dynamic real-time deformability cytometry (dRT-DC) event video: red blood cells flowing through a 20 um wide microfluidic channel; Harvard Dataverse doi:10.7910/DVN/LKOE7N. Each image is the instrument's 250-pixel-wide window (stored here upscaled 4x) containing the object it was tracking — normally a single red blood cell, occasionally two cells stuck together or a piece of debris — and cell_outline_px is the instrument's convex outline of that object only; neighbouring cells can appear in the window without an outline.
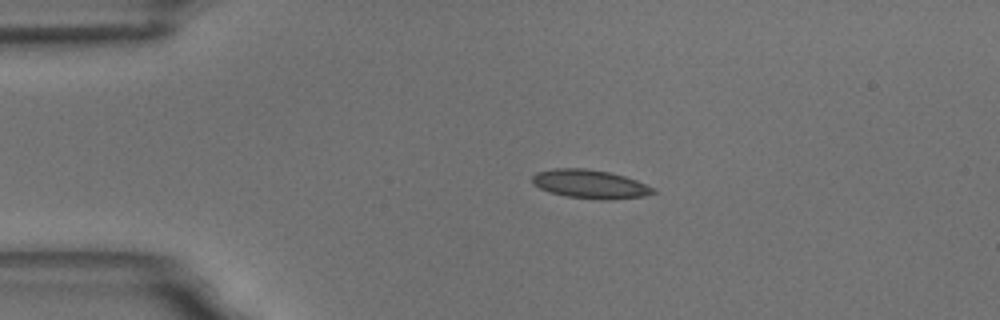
{"species": "common noctule bat (a hibernating species)", "species_latin": "Nyctalus noctula", "temperature_condition": "room temperature", "stored_images_in_passage": 47, "camera_frame_rate_fps": 3000, "um_per_image_px": 0.085, "animal": {"sex": "male", "body_mass_g": 18.8}, "frame": {"image": 1, "passage_image": 1, "time_ms": 0.0, "image_size_px": [1000, 320], "cell_outline_px": [[656, 192], [644, 196], [608, 200], [604, 200], [564, 196], [540, 188], [532, 184], [532, 176], [536, 172], [556, 168], [584, 168], [608, 172], [624, 176], [636, 180], [656, 188]], "centroid_in_image_um": [50.16, 15.65], "position_along_channel_um": 34.8, "area_um2": 20.17}}
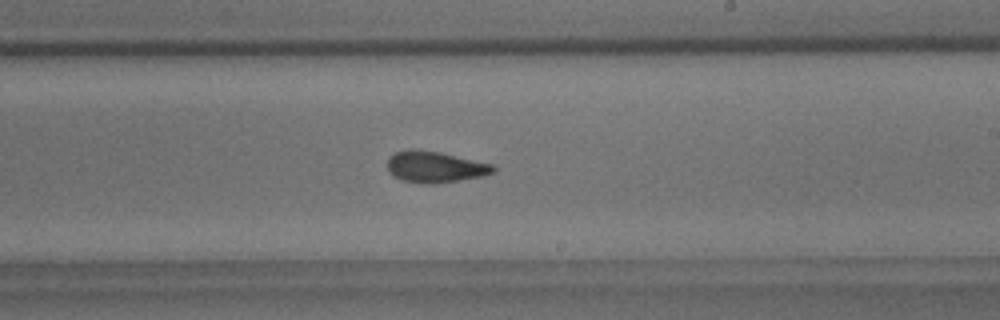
{"frame": {"image": 2, "passage_image": 23, "time_ms": 7.333, "image_size_px": [1000, 320], "cell_outline_px": [[496, 172], [484, 176], [436, 184], [420, 184], [400, 180], [392, 176], [388, 172], [388, 156], [396, 152], [408, 148], [416, 148], [440, 152], [492, 164], [496, 168]], "centroid_in_image_um": [36.95, 14.19], "position_along_channel_um": 252.1, "area_um2": 19.77}}
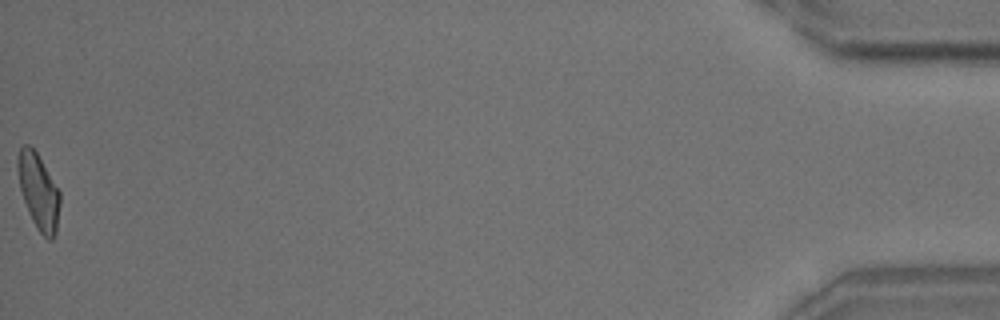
{"frame": {"image": 3, "passage_image": 47, "time_ms": 15.333, "image_size_px": [1000, 320], "cell_outline_px": [[60, 204], [56, 232], [52, 240], [48, 240], [36, 228], [28, 212], [20, 188], [16, 168], [16, 160], [20, 148], [24, 144], [28, 144], [36, 152], [60, 192]], "centroid_in_image_um": [3.26, 16.28], "position_along_channel_um": 431.9, "area_um2": 18.55}, "authors_computed_cell_mechanics": {"area_um2": 19.074, "velocity_mm_per_s": 3.4836, "shape_relaxation_time_tau1_ms": null, "shape_relaxation_time_tau2_ms": 2.5856, "deformation_change_tau1": null, "deformation_change_tau2": 0.0973}}